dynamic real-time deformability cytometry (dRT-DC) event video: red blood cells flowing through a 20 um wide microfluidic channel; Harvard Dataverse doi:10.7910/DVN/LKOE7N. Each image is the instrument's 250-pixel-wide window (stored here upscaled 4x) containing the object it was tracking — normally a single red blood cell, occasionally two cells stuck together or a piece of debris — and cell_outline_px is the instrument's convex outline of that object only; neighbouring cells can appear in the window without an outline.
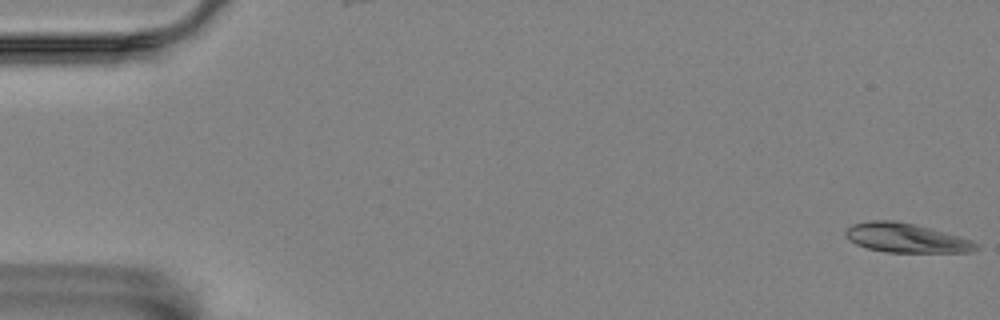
{"species": "Egyptian fruit bat (a non-hibernating species)", "species_latin": "Rousettus aegyptiacus", "temperature_condition": "room temperature", "stored_images_in_passage": 6, "camera_frame_rate_fps": 3000, "um_per_image_px": 0.085, "animal": {"sex": "female"}, "frame": {"image": 1, "passage_image": 1, "time_ms": 0.0, "image_size_px": [1000, 320], "cell_outline_px": [[980, 248], [972, 252], [884, 252], [868, 248], [856, 244], [844, 236], [844, 232], [852, 224], [872, 220], [896, 220], [916, 224], [960, 236], [972, 240]], "centroid_in_image_um": [77.02, 20.22], "position_along_channel_um": 8.0, "area_um2": 22.37}}
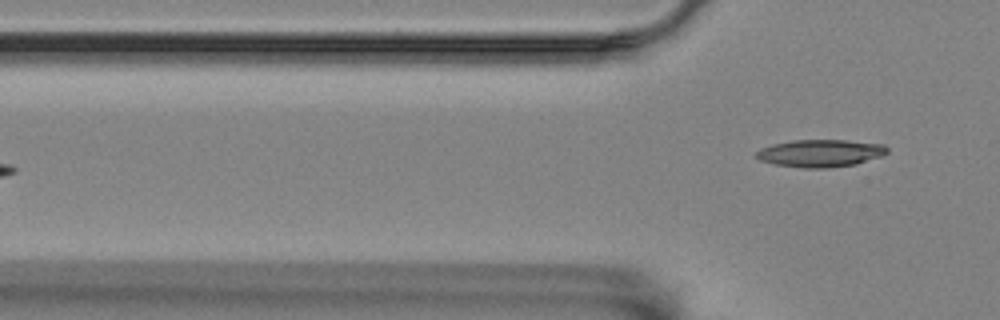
{"frame": {"image": 2, "passage_image": 6, "time_ms": 1.667, "image_size_px": [1000, 320], "cell_outline_px": [[888, 152], [880, 156], [856, 164], [824, 168], [804, 168], [776, 164], [760, 160], [756, 156], [756, 152], [760, 148], [772, 144], [792, 140], [848, 140], [884, 144], [888, 148]], "centroid_in_image_um": [69.74, 13.01], "position_along_channel_um": 56.1, "area_um2": 20.87}}